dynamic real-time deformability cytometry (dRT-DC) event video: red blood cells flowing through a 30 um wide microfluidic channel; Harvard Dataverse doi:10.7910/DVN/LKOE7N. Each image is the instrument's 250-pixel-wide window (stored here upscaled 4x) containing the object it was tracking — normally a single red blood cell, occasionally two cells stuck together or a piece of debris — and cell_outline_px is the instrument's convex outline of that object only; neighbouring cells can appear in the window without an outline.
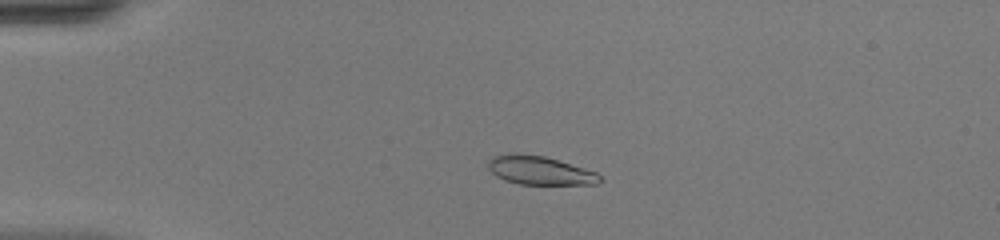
{"species": "common noctule bat (a hibernating species)", "species_latin": "Nyctalus noctula", "temperature_condition": "warm", "stored_images_in_passage": 48, "camera_frame_rate_fps": 3000, "um_per_image_px": 0.085, "animal": {"sex": "female", "body_mass_g": 20.0, "forearm_length_mm": 54.0}, "frame": {"image": 1, "passage_image": 11, "time_ms": 3.333, "image_size_px": [1000, 240], "cell_outline_px": [[604, 180], [596, 184], [520, 184], [504, 180], [496, 176], [488, 168], [488, 160], [492, 156], [512, 152], [544, 156], [584, 168], [596, 172]], "centroid_in_image_um": [45.85, 14.48], "position_along_channel_um": 39.1, "area_um2": 18.67}}
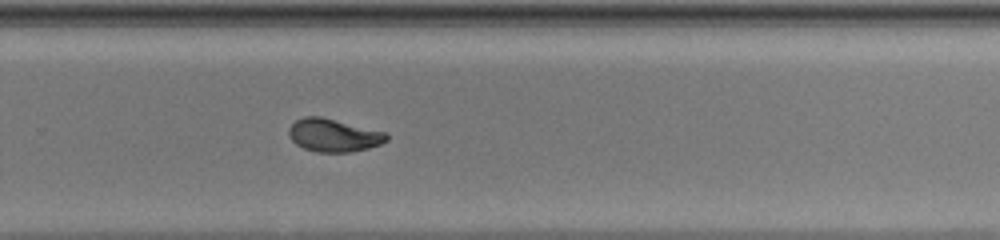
{"frame": {"image": 2, "passage_image": 33, "time_ms": 10.667, "image_size_px": [1000, 240], "cell_outline_px": [[388, 140], [380, 144], [368, 148], [352, 152], [316, 152], [304, 148], [296, 144], [288, 136], [288, 128], [296, 120], [304, 116], [320, 116], [388, 132]], "centroid_in_image_um": [28.36, 11.49], "position_along_channel_um": 301.4, "area_um2": 18.96}}
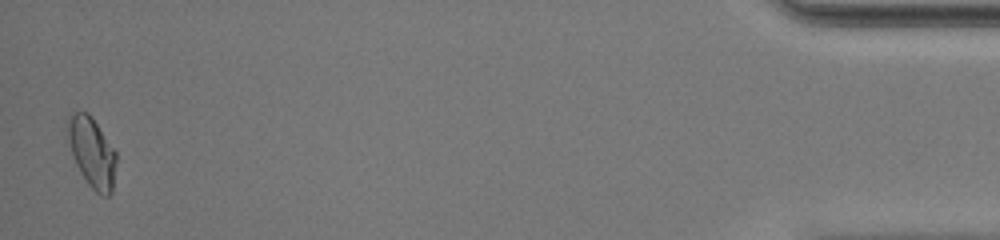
{"frame": {"image": 3, "passage_image": 48, "time_ms": 15.667, "image_size_px": [1000, 240], "cell_outline_px": [[116, 164], [112, 192], [108, 196], [100, 196], [88, 184], [80, 172], [76, 164], [68, 140], [64, 124], [68, 112], [88, 112], [92, 116], [116, 152]], "centroid_in_image_um": [7.78, 12.9], "position_along_channel_um": 427.4, "area_um2": 20.17}, "authors_computed_cell_mechanics": {"area_um2": 18.9006, "velocity_mm_per_s": 4.1881, "shape_relaxation_time_tau1_ms": 10.0355, "shape_relaxation_time_tau2_ms": 1.2251, "deformation_change_tau1": 0.3161, "deformation_change_tau2": 0.0415}}